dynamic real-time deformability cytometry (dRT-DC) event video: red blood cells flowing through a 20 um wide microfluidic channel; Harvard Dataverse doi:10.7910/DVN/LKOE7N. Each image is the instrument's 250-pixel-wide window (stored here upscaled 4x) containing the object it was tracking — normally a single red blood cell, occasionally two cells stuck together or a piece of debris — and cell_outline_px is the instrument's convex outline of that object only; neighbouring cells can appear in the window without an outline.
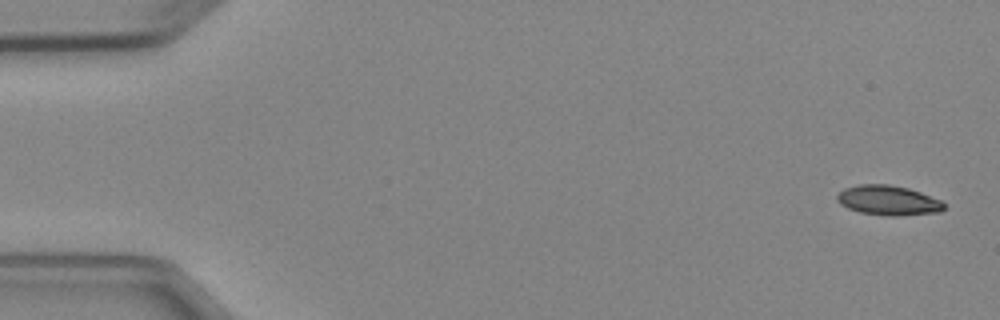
{"species": "Egyptian fruit bat (a non-hibernating species)", "species_latin": "Rousettus aegyptiacus", "temperature_condition": "cold", "stored_images_in_passage": 9, "camera_frame_rate_fps": 3000, "um_per_image_px": 0.085, "animal": {"sex": "female"}, "frame": {"image": 1, "passage_image": 1, "time_ms": 0.0, "image_size_px": [1000, 320], "cell_outline_px": [[944, 208], [940, 212], [896, 216], [888, 216], [860, 212], [848, 208], [840, 204], [836, 200], [836, 196], [844, 188], [860, 184], [888, 184], [908, 188], [920, 192], [940, 200], [944, 204]], "centroid_in_image_um": [75.48, 17.03], "position_along_channel_um": 9.5, "area_um2": 18.5}}
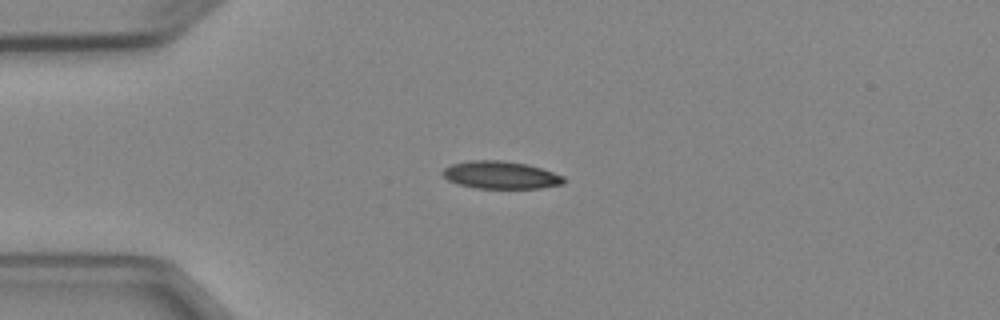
{"frame": {"image": 2, "passage_image": 4, "time_ms": 3.667, "image_size_px": [1000, 320], "cell_outline_px": [[564, 184], [540, 188], [476, 188], [460, 184], [448, 180], [440, 172], [444, 168], [452, 164], [468, 160], [504, 160], [528, 164], [564, 176]], "centroid_in_image_um": [42.55, 14.86], "position_along_channel_um": 42.5, "area_um2": 19.48}}
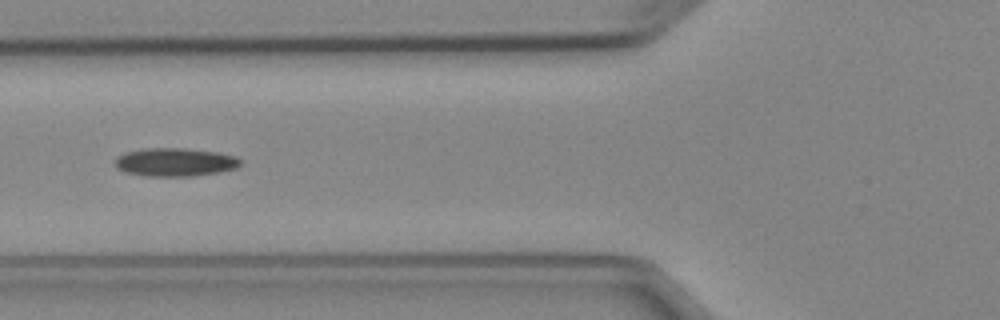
{"frame": {"image": 3, "passage_image": 6, "time_ms": 6.0, "image_size_px": [1000, 320], "cell_outline_px": [[240, 164], [236, 168], [220, 172], [192, 176], [148, 176], [128, 172], [116, 168], [116, 156], [124, 152], [144, 148], [184, 148], [220, 152], [236, 156], [240, 160]], "centroid_in_image_um": [14.89, 13.77], "position_along_channel_um": 110.9, "area_um2": 20.75}}